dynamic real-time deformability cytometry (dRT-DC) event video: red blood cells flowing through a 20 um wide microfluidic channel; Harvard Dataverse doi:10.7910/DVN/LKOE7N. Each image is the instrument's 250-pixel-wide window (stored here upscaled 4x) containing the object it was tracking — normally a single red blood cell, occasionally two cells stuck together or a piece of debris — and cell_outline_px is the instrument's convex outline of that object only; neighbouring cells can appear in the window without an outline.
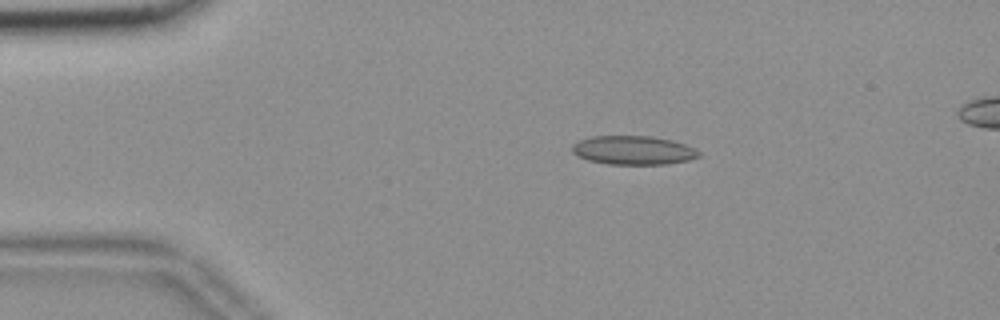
{"species": "common noctule bat (a hibernating species)", "species_latin": "Nyctalus noctula", "temperature_condition": "room temperature", "stored_images_in_passage": 17, "camera_frame_rate_fps": 3000, "um_per_image_px": 0.085, "animal": {"sex": "female", "body_mass_g": 18.4}, "frame": {"image": 1, "passage_image": 10, "time_ms": 3.0, "image_size_px": [1000, 320], "cell_outline_px": [[700, 156], [688, 160], [668, 164], [608, 164], [588, 160], [572, 152], [572, 144], [580, 140], [592, 136], [652, 136], [672, 140], [684, 144], [700, 152]], "centroid_in_image_um": [53.83, 12.77], "position_along_channel_um": 31.2, "area_um2": 21.15}}